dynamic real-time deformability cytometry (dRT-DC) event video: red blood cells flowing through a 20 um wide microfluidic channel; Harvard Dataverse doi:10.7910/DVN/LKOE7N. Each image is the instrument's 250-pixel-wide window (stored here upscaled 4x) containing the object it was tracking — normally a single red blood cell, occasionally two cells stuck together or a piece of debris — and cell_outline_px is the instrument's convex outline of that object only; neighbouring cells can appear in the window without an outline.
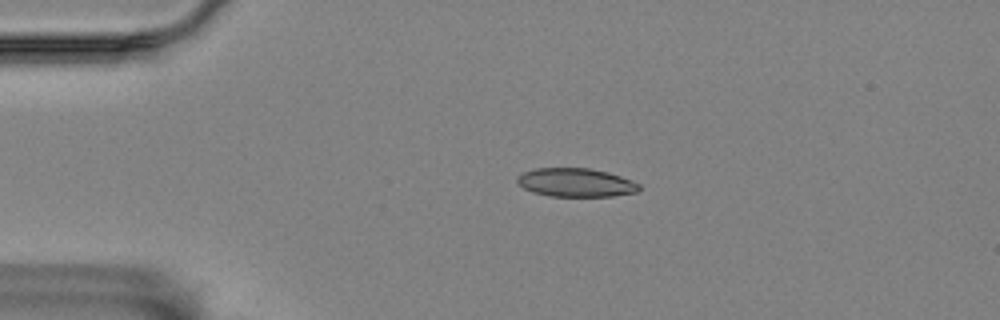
{"species": "Egyptian fruit bat (a non-hibernating species)", "species_latin": "Rousettus aegyptiacus", "temperature_condition": "room temperature", "stored_images_in_passage": 3, "camera_frame_rate_fps": 3000, "um_per_image_px": 0.085, "animal": {"sex": "female"}, "frame": {"image": 1, "passage_image": 2, "time_ms": 0.333, "image_size_px": [1000, 320], "cell_outline_px": [[640, 188], [636, 192], [612, 196], [548, 196], [532, 192], [524, 188], [516, 180], [524, 172], [536, 168], [588, 168], [608, 172], [632, 180], [640, 184]], "centroid_in_image_um": [48.96, 15.52], "position_along_channel_um": 36.0, "area_um2": 20.17}}